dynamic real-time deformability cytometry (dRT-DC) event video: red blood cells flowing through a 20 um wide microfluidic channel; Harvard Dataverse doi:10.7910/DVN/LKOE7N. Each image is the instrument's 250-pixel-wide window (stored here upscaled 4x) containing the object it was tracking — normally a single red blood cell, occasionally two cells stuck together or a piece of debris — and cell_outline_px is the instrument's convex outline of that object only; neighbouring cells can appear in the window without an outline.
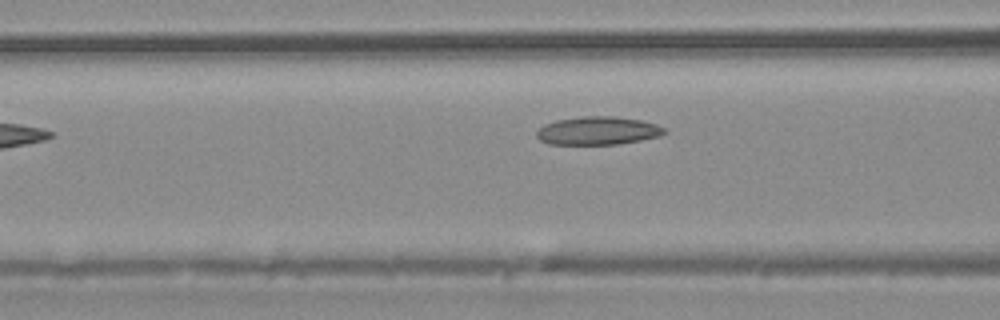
{"species": "common noctule bat (a hibernating species)", "species_latin": "Nyctalus noctula", "temperature_condition": "warm", "stored_images_in_passage": 3, "camera_frame_rate_fps": 3000, "um_per_image_px": 0.085, "animal": {"sex": "male", "body_mass_g": 20.4}, "frame": {"image": 1, "passage_image": 3, "time_ms": 2.0, "image_size_px": [1000, 320], "cell_outline_px": [[668, 132], [660, 136], [640, 140], [616, 144], [548, 144], [540, 140], [536, 136], [536, 132], [544, 124], [556, 120], [584, 116], [612, 116], [640, 120], [656, 124], [664, 128]], "centroid_in_image_um": [50.81, 11.11], "position_along_channel_um": 115.8, "area_um2": 20.92}}